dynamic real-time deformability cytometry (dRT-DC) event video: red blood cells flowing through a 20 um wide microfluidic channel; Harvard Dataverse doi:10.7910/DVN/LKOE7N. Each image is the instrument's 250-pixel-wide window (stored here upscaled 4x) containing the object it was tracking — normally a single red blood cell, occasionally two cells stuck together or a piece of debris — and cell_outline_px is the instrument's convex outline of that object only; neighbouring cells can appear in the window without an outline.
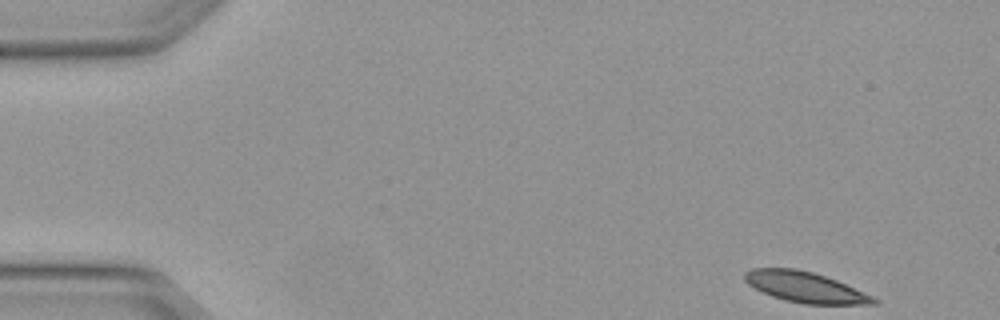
{"species": "Egyptian fruit bat (a non-hibernating species)", "species_latin": "Rousettus aegyptiacus", "temperature_condition": "warm", "stored_images_in_passage": 3, "camera_frame_rate_fps": 3000, "um_per_image_px": 0.085, "animal": {"sex": "female"}, "frame": {"image": 1, "passage_image": 1, "time_ms": 0.0, "image_size_px": [1000, 320], "cell_outline_px": [[880, 300], [876, 304], [804, 304], [784, 300], [772, 296], [748, 284], [744, 280], [744, 272], [752, 268], [796, 268], [812, 272], [836, 280], [872, 296]], "centroid_in_image_um": [68.42, 24.4], "position_along_channel_um": 16.6, "area_um2": 22.77}}